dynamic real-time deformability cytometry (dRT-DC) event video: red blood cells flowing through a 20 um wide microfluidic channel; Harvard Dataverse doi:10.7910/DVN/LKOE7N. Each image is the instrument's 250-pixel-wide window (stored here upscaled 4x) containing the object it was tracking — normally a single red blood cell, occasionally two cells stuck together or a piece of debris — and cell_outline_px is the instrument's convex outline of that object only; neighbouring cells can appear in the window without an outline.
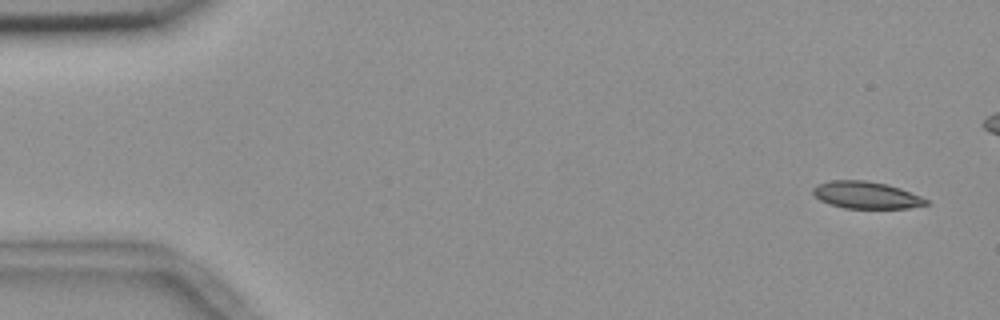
{"species": "common noctule bat (a hibernating species)", "species_latin": "Nyctalus noctula", "temperature_condition": "room temperature", "stored_images_in_passage": 49, "camera_frame_rate_fps": 3000, "um_per_image_px": 0.085, "animal": {"sex": "female", "body_mass_g": 18.4}, "frame": {"image": 1, "passage_image": 3, "time_ms": 0.667, "image_size_px": [1000, 320], "cell_outline_px": [[928, 204], [908, 208], [844, 208], [828, 204], [820, 200], [812, 192], [812, 188], [816, 184], [832, 180], [864, 180], [888, 184], [900, 188], [920, 196], [928, 200]], "centroid_in_image_um": [73.59, 16.57], "position_along_channel_um": 11.4, "area_um2": 17.86}}
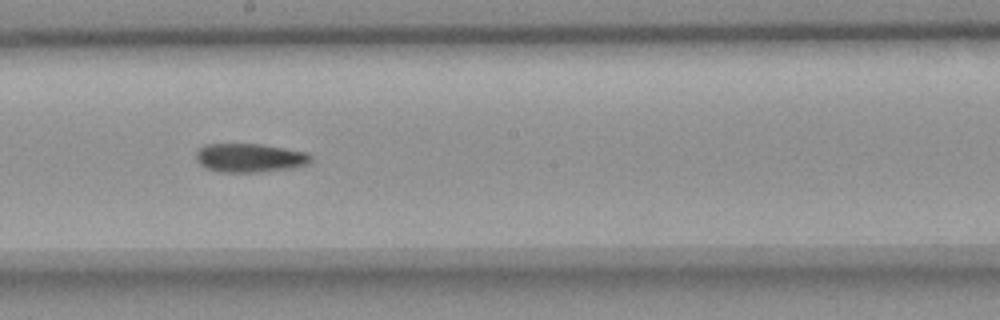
{"frame": {"image": 2, "passage_image": 31, "time_ms": 10.0, "image_size_px": [1000, 320], "cell_outline_px": [[312, 160], [296, 168], [260, 172], [216, 172], [204, 168], [196, 160], [196, 152], [204, 144], [260, 144], [308, 152], [312, 156]], "centroid_in_image_um": [21.21, 13.42], "position_along_channel_um": 227.0, "area_um2": 19.48}}
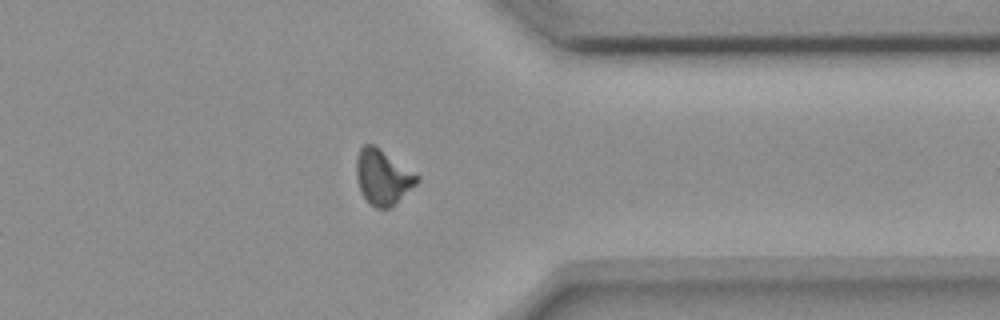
{"frame": {"image": 3, "passage_image": 44, "time_ms": 14.333, "image_size_px": [1000, 320], "cell_outline_px": [[420, 180], [416, 184], [388, 208], [376, 208], [368, 204], [360, 188], [356, 176], [356, 160], [360, 148], [364, 144], [372, 144], [380, 148], [420, 176]], "centroid_in_image_um": [32.52, 15.03], "position_along_channel_um": 378.9, "area_um2": 19.19}}